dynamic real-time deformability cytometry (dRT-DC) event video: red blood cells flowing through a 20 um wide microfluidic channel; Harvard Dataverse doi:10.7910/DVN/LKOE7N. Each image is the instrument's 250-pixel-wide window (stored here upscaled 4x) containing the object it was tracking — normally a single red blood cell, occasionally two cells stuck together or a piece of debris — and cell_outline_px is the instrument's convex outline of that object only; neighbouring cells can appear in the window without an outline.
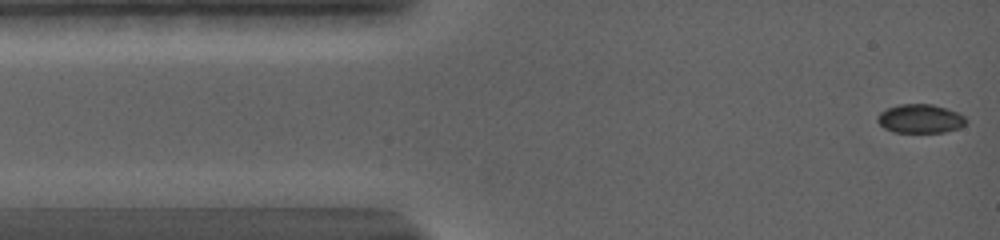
{"species": "common noctule bat (a hibernating species)", "species_latin": "Nyctalus noctula", "temperature_condition": "warm", "stored_images_in_passage": 35, "camera_frame_rate_fps": 5000, "um_per_image_px": 0.085, "animal": {"sex": "female", "body_mass_g": 19.0, "forearm_length_mm": 56.7}, "frame": {"image": 1, "passage_image": 1, "time_ms": 0.0, "image_size_px": [1000, 240], "cell_outline_px": [[968, 120], [960, 128], [944, 132], [892, 132], [884, 128], [876, 120], [876, 116], [880, 112], [888, 108], [900, 104], [932, 104], [956, 112], [964, 116]], "centroid_in_image_um": [78.2, 10.09], "position_along_channel_um": 6.8, "area_um2": 14.85}}
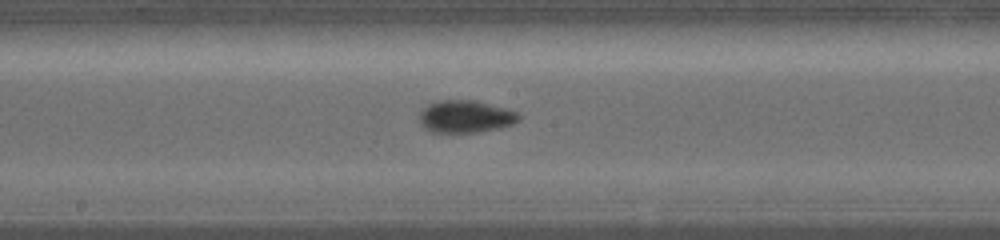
{"frame": {"image": 2, "passage_image": 15, "time_ms": 7.4, "image_size_px": [1000, 240], "cell_outline_px": [[520, 120], [512, 124], [500, 128], [480, 132], [432, 132], [424, 128], [420, 124], [420, 108], [432, 100], [476, 100], [520, 112]], "centroid_in_image_um": [39.55, 9.89], "position_along_channel_um": 208.7, "area_um2": 19.19}}
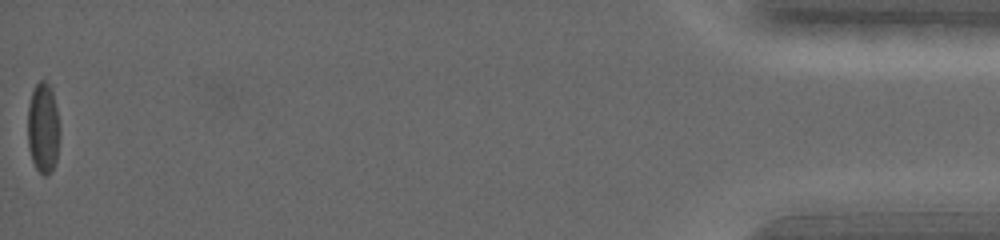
{"frame": {"image": 3, "passage_image": 35, "time_ms": 17.4, "image_size_px": [1000, 240], "cell_outline_px": [[60, 136], [56, 164], [48, 176], [44, 176], [36, 168], [32, 160], [28, 148], [28, 104], [32, 88], [40, 80], [44, 80], [48, 84], [52, 92], [56, 108], [60, 132]], "centroid_in_image_um": [3.66, 10.91], "position_along_channel_um": 431.5, "area_um2": 17.17}, "authors_computed_cell_mechanics": {"area_um2": 16.9932, "velocity_mm_per_s": 3.6894, "shape_relaxation_time_tau1_ms": 3.0014, "shape_relaxation_time_tau2_ms": null, "deformation_change_tau1": 0.0913, "deformation_change_tau2": null}}